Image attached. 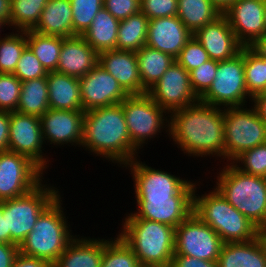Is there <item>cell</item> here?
Listing matches in <instances>:
<instances>
[{
  "label": "cell",
  "mask_w": 266,
  "mask_h": 267,
  "mask_svg": "<svg viewBox=\"0 0 266 267\" xmlns=\"http://www.w3.org/2000/svg\"><path fill=\"white\" fill-rule=\"evenodd\" d=\"M147 94L169 113L199 101L190 84V72L174 61Z\"/></svg>",
  "instance_id": "cell-15"
},
{
  "label": "cell",
  "mask_w": 266,
  "mask_h": 267,
  "mask_svg": "<svg viewBox=\"0 0 266 267\" xmlns=\"http://www.w3.org/2000/svg\"><path fill=\"white\" fill-rule=\"evenodd\" d=\"M223 244L220 236L194 213L175 228L174 255L217 261Z\"/></svg>",
  "instance_id": "cell-13"
},
{
  "label": "cell",
  "mask_w": 266,
  "mask_h": 267,
  "mask_svg": "<svg viewBox=\"0 0 266 267\" xmlns=\"http://www.w3.org/2000/svg\"><path fill=\"white\" fill-rule=\"evenodd\" d=\"M135 198L137 211L132 213L137 218L164 223L174 228L188 218L194 209V195Z\"/></svg>",
  "instance_id": "cell-19"
},
{
  "label": "cell",
  "mask_w": 266,
  "mask_h": 267,
  "mask_svg": "<svg viewBox=\"0 0 266 267\" xmlns=\"http://www.w3.org/2000/svg\"><path fill=\"white\" fill-rule=\"evenodd\" d=\"M119 22L103 7L82 36L98 54L107 50H116Z\"/></svg>",
  "instance_id": "cell-28"
},
{
  "label": "cell",
  "mask_w": 266,
  "mask_h": 267,
  "mask_svg": "<svg viewBox=\"0 0 266 267\" xmlns=\"http://www.w3.org/2000/svg\"><path fill=\"white\" fill-rule=\"evenodd\" d=\"M0 242L10 243V231H7L6 216H3L1 202H0Z\"/></svg>",
  "instance_id": "cell-51"
},
{
  "label": "cell",
  "mask_w": 266,
  "mask_h": 267,
  "mask_svg": "<svg viewBox=\"0 0 266 267\" xmlns=\"http://www.w3.org/2000/svg\"><path fill=\"white\" fill-rule=\"evenodd\" d=\"M208 60H210L208 53L194 36H192V38L182 48L179 55L175 58V61L188 72Z\"/></svg>",
  "instance_id": "cell-42"
},
{
  "label": "cell",
  "mask_w": 266,
  "mask_h": 267,
  "mask_svg": "<svg viewBox=\"0 0 266 267\" xmlns=\"http://www.w3.org/2000/svg\"><path fill=\"white\" fill-rule=\"evenodd\" d=\"M170 267H218L217 261H207L187 255H174Z\"/></svg>",
  "instance_id": "cell-46"
},
{
  "label": "cell",
  "mask_w": 266,
  "mask_h": 267,
  "mask_svg": "<svg viewBox=\"0 0 266 267\" xmlns=\"http://www.w3.org/2000/svg\"><path fill=\"white\" fill-rule=\"evenodd\" d=\"M59 195L38 217L33 230L19 246V252L26 256L41 258L53 264L76 236Z\"/></svg>",
  "instance_id": "cell-5"
},
{
  "label": "cell",
  "mask_w": 266,
  "mask_h": 267,
  "mask_svg": "<svg viewBox=\"0 0 266 267\" xmlns=\"http://www.w3.org/2000/svg\"><path fill=\"white\" fill-rule=\"evenodd\" d=\"M140 0H104V8L121 21L140 11Z\"/></svg>",
  "instance_id": "cell-45"
},
{
  "label": "cell",
  "mask_w": 266,
  "mask_h": 267,
  "mask_svg": "<svg viewBox=\"0 0 266 267\" xmlns=\"http://www.w3.org/2000/svg\"><path fill=\"white\" fill-rule=\"evenodd\" d=\"M4 27H10L8 22L6 20H3L2 18H0V33L3 31ZM2 34H0V38H3L1 36Z\"/></svg>",
  "instance_id": "cell-56"
},
{
  "label": "cell",
  "mask_w": 266,
  "mask_h": 267,
  "mask_svg": "<svg viewBox=\"0 0 266 267\" xmlns=\"http://www.w3.org/2000/svg\"><path fill=\"white\" fill-rule=\"evenodd\" d=\"M232 163L244 173L266 178V143L243 152Z\"/></svg>",
  "instance_id": "cell-39"
},
{
  "label": "cell",
  "mask_w": 266,
  "mask_h": 267,
  "mask_svg": "<svg viewBox=\"0 0 266 267\" xmlns=\"http://www.w3.org/2000/svg\"><path fill=\"white\" fill-rule=\"evenodd\" d=\"M217 67L218 61L210 59L190 71V84L198 98L211 86L215 78Z\"/></svg>",
  "instance_id": "cell-43"
},
{
  "label": "cell",
  "mask_w": 266,
  "mask_h": 267,
  "mask_svg": "<svg viewBox=\"0 0 266 267\" xmlns=\"http://www.w3.org/2000/svg\"><path fill=\"white\" fill-rule=\"evenodd\" d=\"M11 14V0H0V18L9 23Z\"/></svg>",
  "instance_id": "cell-52"
},
{
  "label": "cell",
  "mask_w": 266,
  "mask_h": 267,
  "mask_svg": "<svg viewBox=\"0 0 266 267\" xmlns=\"http://www.w3.org/2000/svg\"><path fill=\"white\" fill-rule=\"evenodd\" d=\"M193 34L177 15L150 19L146 45L176 58Z\"/></svg>",
  "instance_id": "cell-21"
},
{
  "label": "cell",
  "mask_w": 266,
  "mask_h": 267,
  "mask_svg": "<svg viewBox=\"0 0 266 267\" xmlns=\"http://www.w3.org/2000/svg\"><path fill=\"white\" fill-rule=\"evenodd\" d=\"M48 0H11L9 26L13 30H32Z\"/></svg>",
  "instance_id": "cell-35"
},
{
  "label": "cell",
  "mask_w": 266,
  "mask_h": 267,
  "mask_svg": "<svg viewBox=\"0 0 266 267\" xmlns=\"http://www.w3.org/2000/svg\"><path fill=\"white\" fill-rule=\"evenodd\" d=\"M224 132V108L198 101L170 113L169 138L188 157L213 156L224 163Z\"/></svg>",
  "instance_id": "cell-1"
},
{
  "label": "cell",
  "mask_w": 266,
  "mask_h": 267,
  "mask_svg": "<svg viewBox=\"0 0 266 267\" xmlns=\"http://www.w3.org/2000/svg\"><path fill=\"white\" fill-rule=\"evenodd\" d=\"M244 70L248 94L266 92V54L257 45L244 47Z\"/></svg>",
  "instance_id": "cell-33"
},
{
  "label": "cell",
  "mask_w": 266,
  "mask_h": 267,
  "mask_svg": "<svg viewBox=\"0 0 266 267\" xmlns=\"http://www.w3.org/2000/svg\"><path fill=\"white\" fill-rule=\"evenodd\" d=\"M238 0H210L218 9L222 12V14L235 2Z\"/></svg>",
  "instance_id": "cell-53"
},
{
  "label": "cell",
  "mask_w": 266,
  "mask_h": 267,
  "mask_svg": "<svg viewBox=\"0 0 266 267\" xmlns=\"http://www.w3.org/2000/svg\"><path fill=\"white\" fill-rule=\"evenodd\" d=\"M265 3L266 0H238L223 13L244 47L257 45L265 37Z\"/></svg>",
  "instance_id": "cell-16"
},
{
  "label": "cell",
  "mask_w": 266,
  "mask_h": 267,
  "mask_svg": "<svg viewBox=\"0 0 266 267\" xmlns=\"http://www.w3.org/2000/svg\"><path fill=\"white\" fill-rule=\"evenodd\" d=\"M83 110L48 109L41 117V130L44 144L81 147L84 129Z\"/></svg>",
  "instance_id": "cell-18"
},
{
  "label": "cell",
  "mask_w": 266,
  "mask_h": 267,
  "mask_svg": "<svg viewBox=\"0 0 266 267\" xmlns=\"http://www.w3.org/2000/svg\"><path fill=\"white\" fill-rule=\"evenodd\" d=\"M81 146L91 155L121 168L140 157L131 143L121 104L85 112Z\"/></svg>",
  "instance_id": "cell-2"
},
{
  "label": "cell",
  "mask_w": 266,
  "mask_h": 267,
  "mask_svg": "<svg viewBox=\"0 0 266 267\" xmlns=\"http://www.w3.org/2000/svg\"><path fill=\"white\" fill-rule=\"evenodd\" d=\"M257 46L266 54V37H264Z\"/></svg>",
  "instance_id": "cell-55"
},
{
  "label": "cell",
  "mask_w": 266,
  "mask_h": 267,
  "mask_svg": "<svg viewBox=\"0 0 266 267\" xmlns=\"http://www.w3.org/2000/svg\"><path fill=\"white\" fill-rule=\"evenodd\" d=\"M63 37L43 35L33 30H27V45L47 70L56 71Z\"/></svg>",
  "instance_id": "cell-34"
},
{
  "label": "cell",
  "mask_w": 266,
  "mask_h": 267,
  "mask_svg": "<svg viewBox=\"0 0 266 267\" xmlns=\"http://www.w3.org/2000/svg\"><path fill=\"white\" fill-rule=\"evenodd\" d=\"M19 253V246L0 242V267H12L13 261Z\"/></svg>",
  "instance_id": "cell-47"
},
{
  "label": "cell",
  "mask_w": 266,
  "mask_h": 267,
  "mask_svg": "<svg viewBox=\"0 0 266 267\" xmlns=\"http://www.w3.org/2000/svg\"><path fill=\"white\" fill-rule=\"evenodd\" d=\"M47 70L27 45L16 65L14 75L21 81L47 77Z\"/></svg>",
  "instance_id": "cell-41"
},
{
  "label": "cell",
  "mask_w": 266,
  "mask_h": 267,
  "mask_svg": "<svg viewBox=\"0 0 266 267\" xmlns=\"http://www.w3.org/2000/svg\"><path fill=\"white\" fill-rule=\"evenodd\" d=\"M122 221L118 235L133 250L142 267H170L174 256L175 228L137 218L132 212Z\"/></svg>",
  "instance_id": "cell-3"
},
{
  "label": "cell",
  "mask_w": 266,
  "mask_h": 267,
  "mask_svg": "<svg viewBox=\"0 0 266 267\" xmlns=\"http://www.w3.org/2000/svg\"><path fill=\"white\" fill-rule=\"evenodd\" d=\"M43 145L40 117L10 112L8 151L29 157L45 172L51 161Z\"/></svg>",
  "instance_id": "cell-14"
},
{
  "label": "cell",
  "mask_w": 266,
  "mask_h": 267,
  "mask_svg": "<svg viewBox=\"0 0 266 267\" xmlns=\"http://www.w3.org/2000/svg\"><path fill=\"white\" fill-rule=\"evenodd\" d=\"M10 112L0 111V152L8 151Z\"/></svg>",
  "instance_id": "cell-49"
},
{
  "label": "cell",
  "mask_w": 266,
  "mask_h": 267,
  "mask_svg": "<svg viewBox=\"0 0 266 267\" xmlns=\"http://www.w3.org/2000/svg\"><path fill=\"white\" fill-rule=\"evenodd\" d=\"M15 32V33H14ZM27 46V31H11L0 38V73H14Z\"/></svg>",
  "instance_id": "cell-36"
},
{
  "label": "cell",
  "mask_w": 266,
  "mask_h": 267,
  "mask_svg": "<svg viewBox=\"0 0 266 267\" xmlns=\"http://www.w3.org/2000/svg\"><path fill=\"white\" fill-rule=\"evenodd\" d=\"M44 174L27 156L0 152V202L27 194L44 180Z\"/></svg>",
  "instance_id": "cell-12"
},
{
  "label": "cell",
  "mask_w": 266,
  "mask_h": 267,
  "mask_svg": "<svg viewBox=\"0 0 266 267\" xmlns=\"http://www.w3.org/2000/svg\"><path fill=\"white\" fill-rule=\"evenodd\" d=\"M45 182L23 196L1 201L11 244L20 246L33 230L39 215L61 194L56 186Z\"/></svg>",
  "instance_id": "cell-7"
},
{
  "label": "cell",
  "mask_w": 266,
  "mask_h": 267,
  "mask_svg": "<svg viewBox=\"0 0 266 267\" xmlns=\"http://www.w3.org/2000/svg\"><path fill=\"white\" fill-rule=\"evenodd\" d=\"M225 164L217 171L214 188L255 226H266V178L244 173L233 163Z\"/></svg>",
  "instance_id": "cell-4"
},
{
  "label": "cell",
  "mask_w": 266,
  "mask_h": 267,
  "mask_svg": "<svg viewBox=\"0 0 266 267\" xmlns=\"http://www.w3.org/2000/svg\"><path fill=\"white\" fill-rule=\"evenodd\" d=\"M194 191L193 213L208 224L221 238L223 243L249 242L257 237L258 227L235 209L215 189L200 195ZM197 195V196H196Z\"/></svg>",
  "instance_id": "cell-6"
},
{
  "label": "cell",
  "mask_w": 266,
  "mask_h": 267,
  "mask_svg": "<svg viewBox=\"0 0 266 267\" xmlns=\"http://www.w3.org/2000/svg\"><path fill=\"white\" fill-rule=\"evenodd\" d=\"M49 109L83 110L79 79L50 71L47 73Z\"/></svg>",
  "instance_id": "cell-25"
},
{
  "label": "cell",
  "mask_w": 266,
  "mask_h": 267,
  "mask_svg": "<svg viewBox=\"0 0 266 267\" xmlns=\"http://www.w3.org/2000/svg\"><path fill=\"white\" fill-rule=\"evenodd\" d=\"M193 36L203 46L209 58L216 61L231 59L244 47L223 14L212 23L198 29Z\"/></svg>",
  "instance_id": "cell-20"
},
{
  "label": "cell",
  "mask_w": 266,
  "mask_h": 267,
  "mask_svg": "<svg viewBox=\"0 0 266 267\" xmlns=\"http://www.w3.org/2000/svg\"><path fill=\"white\" fill-rule=\"evenodd\" d=\"M99 62V54L82 35L63 38L57 72L80 79Z\"/></svg>",
  "instance_id": "cell-23"
},
{
  "label": "cell",
  "mask_w": 266,
  "mask_h": 267,
  "mask_svg": "<svg viewBox=\"0 0 266 267\" xmlns=\"http://www.w3.org/2000/svg\"><path fill=\"white\" fill-rule=\"evenodd\" d=\"M120 104L131 143L139 152L149 144L150 139L159 137L157 135L163 130L170 137V113L161 108L147 93L128 95Z\"/></svg>",
  "instance_id": "cell-8"
},
{
  "label": "cell",
  "mask_w": 266,
  "mask_h": 267,
  "mask_svg": "<svg viewBox=\"0 0 266 267\" xmlns=\"http://www.w3.org/2000/svg\"><path fill=\"white\" fill-rule=\"evenodd\" d=\"M140 11L150 20L177 15L178 0H140Z\"/></svg>",
  "instance_id": "cell-44"
},
{
  "label": "cell",
  "mask_w": 266,
  "mask_h": 267,
  "mask_svg": "<svg viewBox=\"0 0 266 267\" xmlns=\"http://www.w3.org/2000/svg\"><path fill=\"white\" fill-rule=\"evenodd\" d=\"M136 55L142 83V94H145L162 77L175 61V58L147 45L136 51Z\"/></svg>",
  "instance_id": "cell-29"
},
{
  "label": "cell",
  "mask_w": 266,
  "mask_h": 267,
  "mask_svg": "<svg viewBox=\"0 0 266 267\" xmlns=\"http://www.w3.org/2000/svg\"><path fill=\"white\" fill-rule=\"evenodd\" d=\"M251 102L259 117L266 124V92L258 93L252 98Z\"/></svg>",
  "instance_id": "cell-50"
},
{
  "label": "cell",
  "mask_w": 266,
  "mask_h": 267,
  "mask_svg": "<svg viewBox=\"0 0 266 267\" xmlns=\"http://www.w3.org/2000/svg\"><path fill=\"white\" fill-rule=\"evenodd\" d=\"M224 131L225 163L266 143V124L252 105L224 108Z\"/></svg>",
  "instance_id": "cell-9"
},
{
  "label": "cell",
  "mask_w": 266,
  "mask_h": 267,
  "mask_svg": "<svg viewBox=\"0 0 266 267\" xmlns=\"http://www.w3.org/2000/svg\"><path fill=\"white\" fill-rule=\"evenodd\" d=\"M83 111L120 104L128 94L99 63L79 79Z\"/></svg>",
  "instance_id": "cell-17"
},
{
  "label": "cell",
  "mask_w": 266,
  "mask_h": 267,
  "mask_svg": "<svg viewBox=\"0 0 266 267\" xmlns=\"http://www.w3.org/2000/svg\"><path fill=\"white\" fill-rule=\"evenodd\" d=\"M217 266L266 267V254L257 237L249 242L224 243Z\"/></svg>",
  "instance_id": "cell-27"
},
{
  "label": "cell",
  "mask_w": 266,
  "mask_h": 267,
  "mask_svg": "<svg viewBox=\"0 0 266 267\" xmlns=\"http://www.w3.org/2000/svg\"><path fill=\"white\" fill-rule=\"evenodd\" d=\"M149 19L141 12L119 22L116 50L138 51L146 45Z\"/></svg>",
  "instance_id": "cell-32"
},
{
  "label": "cell",
  "mask_w": 266,
  "mask_h": 267,
  "mask_svg": "<svg viewBox=\"0 0 266 267\" xmlns=\"http://www.w3.org/2000/svg\"><path fill=\"white\" fill-rule=\"evenodd\" d=\"M199 101L221 108L246 106L247 101L250 104L252 97L245 84L244 47L233 58L218 61L214 81Z\"/></svg>",
  "instance_id": "cell-10"
},
{
  "label": "cell",
  "mask_w": 266,
  "mask_h": 267,
  "mask_svg": "<svg viewBox=\"0 0 266 267\" xmlns=\"http://www.w3.org/2000/svg\"><path fill=\"white\" fill-rule=\"evenodd\" d=\"M264 16H265V37H266V3H265V9H264Z\"/></svg>",
  "instance_id": "cell-57"
},
{
  "label": "cell",
  "mask_w": 266,
  "mask_h": 267,
  "mask_svg": "<svg viewBox=\"0 0 266 267\" xmlns=\"http://www.w3.org/2000/svg\"><path fill=\"white\" fill-rule=\"evenodd\" d=\"M49 109L47 77L21 82L17 112L41 117Z\"/></svg>",
  "instance_id": "cell-31"
},
{
  "label": "cell",
  "mask_w": 266,
  "mask_h": 267,
  "mask_svg": "<svg viewBox=\"0 0 266 267\" xmlns=\"http://www.w3.org/2000/svg\"><path fill=\"white\" fill-rule=\"evenodd\" d=\"M116 236L104 244L101 267H142L133 250Z\"/></svg>",
  "instance_id": "cell-37"
},
{
  "label": "cell",
  "mask_w": 266,
  "mask_h": 267,
  "mask_svg": "<svg viewBox=\"0 0 266 267\" xmlns=\"http://www.w3.org/2000/svg\"><path fill=\"white\" fill-rule=\"evenodd\" d=\"M221 15L210 0H178L177 16L192 34Z\"/></svg>",
  "instance_id": "cell-30"
},
{
  "label": "cell",
  "mask_w": 266,
  "mask_h": 267,
  "mask_svg": "<svg viewBox=\"0 0 266 267\" xmlns=\"http://www.w3.org/2000/svg\"><path fill=\"white\" fill-rule=\"evenodd\" d=\"M12 267H52V264L45 259L26 256L19 252Z\"/></svg>",
  "instance_id": "cell-48"
},
{
  "label": "cell",
  "mask_w": 266,
  "mask_h": 267,
  "mask_svg": "<svg viewBox=\"0 0 266 267\" xmlns=\"http://www.w3.org/2000/svg\"><path fill=\"white\" fill-rule=\"evenodd\" d=\"M128 95L142 94V83L134 51L107 50L99 53V62Z\"/></svg>",
  "instance_id": "cell-22"
},
{
  "label": "cell",
  "mask_w": 266,
  "mask_h": 267,
  "mask_svg": "<svg viewBox=\"0 0 266 267\" xmlns=\"http://www.w3.org/2000/svg\"><path fill=\"white\" fill-rule=\"evenodd\" d=\"M136 157L124 167L131 172L134 181V197H172L173 195H194L198 183L178 177L168 171L155 169ZM128 167V168H127ZM181 178V179H180ZM194 182V183H193Z\"/></svg>",
  "instance_id": "cell-11"
},
{
  "label": "cell",
  "mask_w": 266,
  "mask_h": 267,
  "mask_svg": "<svg viewBox=\"0 0 266 267\" xmlns=\"http://www.w3.org/2000/svg\"><path fill=\"white\" fill-rule=\"evenodd\" d=\"M72 18L73 11L69 0H48L32 30L43 35L72 37L76 35L73 32Z\"/></svg>",
  "instance_id": "cell-26"
},
{
  "label": "cell",
  "mask_w": 266,
  "mask_h": 267,
  "mask_svg": "<svg viewBox=\"0 0 266 267\" xmlns=\"http://www.w3.org/2000/svg\"><path fill=\"white\" fill-rule=\"evenodd\" d=\"M70 2L73 11V32L76 35H83L99 10L104 7V0H71Z\"/></svg>",
  "instance_id": "cell-38"
},
{
  "label": "cell",
  "mask_w": 266,
  "mask_h": 267,
  "mask_svg": "<svg viewBox=\"0 0 266 267\" xmlns=\"http://www.w3.org/2000/svg\"><path fill=\"white\" fill-rule=\"evenodd\" d=\"M21 81L13 73H0V111L17 110Z\"/></svg>",
  "instance_id": "cell-40"
},
{
  "label": "cell",
  "mask_w": 266,
  "mask_h": 267,
  "mask_svg": "<svg viewBox=\"0 0 266 267\" xmlns=\"http://www.w3.org/2000/svg\"><path fill=\"white\" fill-rule=\"evenodd\" d=\"M76 235L52 267H101L104 244L108 239Z\"/></svg>",
  "instance_id": "cell-24"
},
{
  "label": "cell",
  "mask_w": 266,
  "mask_h": 267,
  "mask_svg": "<svg viewBox=\"0 0 266 267\" xmlns=\"http://www.w3.org/2000/svg\"><path fill=\"white\" fill-rule=\"evenodd\" d=\"M257 238L259 239L266 254V226L258 228Z\"/></svg>",
  "instance_id": "cell-54"
}]
</instances>
